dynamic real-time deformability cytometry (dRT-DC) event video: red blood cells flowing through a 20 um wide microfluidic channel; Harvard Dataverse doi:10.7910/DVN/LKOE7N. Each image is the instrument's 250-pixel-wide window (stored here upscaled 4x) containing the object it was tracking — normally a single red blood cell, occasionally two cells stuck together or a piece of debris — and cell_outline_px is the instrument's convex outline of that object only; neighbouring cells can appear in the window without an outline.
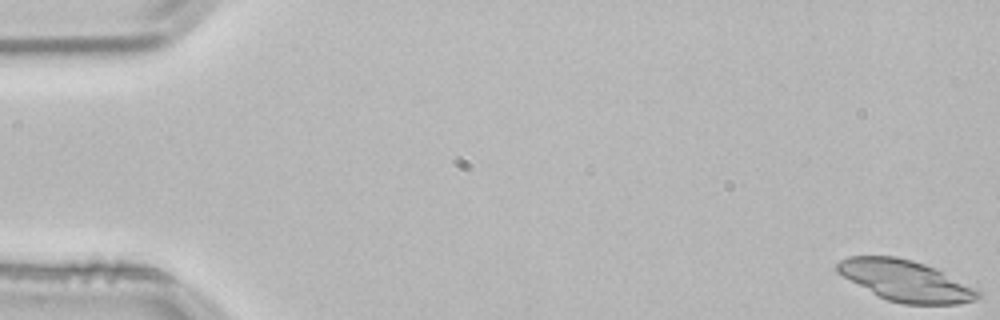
{"species": "common noctule bat (a hibernating species)", "species_latin": "Nyctalus noctula", "temperature_condition": "room temperature", "stored_images_in_passage": 53, "camera_frame_rate_fps": 3000, "um_per_image_px": 0.085, "animal": {"sex": "male", "body_mass_g": 21.5, "forearm_length_mm": 52.0}, "frame": {"image": 1, "passage_image": 1, "time_ms": 0.0, "image_size_px": [1000, 320], "cell_outline_px": [[980, 296], [972, 300], [956, 304], [904, 304], [888, 300], [872, 292], [836, 272], [836, 264], [840, 260], [848, 256], [896, 256], [912, 260], [936, 268], [980, 292]], "centroid_in_image_um": [76.93, 23.84], "position_along_channel_um": 8.1, "area_um2": 32.95}, "authors_computed_cell_mechanics": {"area_um2": 17.3978, "velocity_mm_per_s": 3.8014, "shape_relaxation_time_tau1_ms": 2.8659, "shape_relaxation_time_tau2_ms": null, "deformation_change_tau1": 0.0762, "deformation_change_tau2": null}}